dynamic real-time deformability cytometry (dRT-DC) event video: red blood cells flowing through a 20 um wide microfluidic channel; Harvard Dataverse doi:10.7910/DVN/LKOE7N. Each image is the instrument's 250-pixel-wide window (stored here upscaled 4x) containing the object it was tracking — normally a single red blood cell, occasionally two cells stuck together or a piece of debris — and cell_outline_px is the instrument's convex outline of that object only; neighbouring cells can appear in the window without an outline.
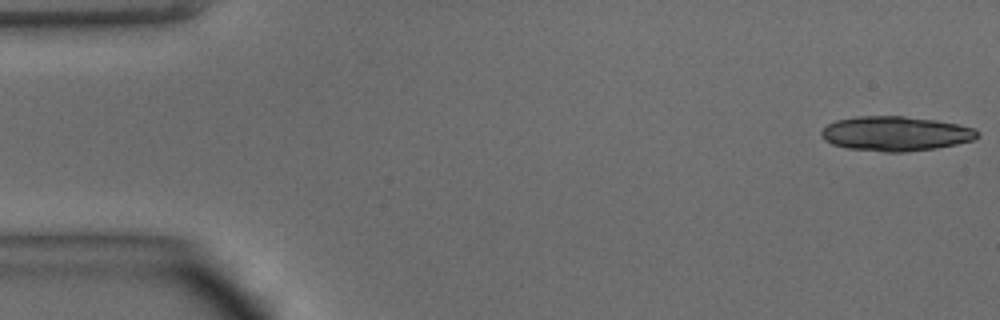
{"species": "common noctule bat (a hibernating species)", "species_latin": "Nyctalus noctula", "temperature_condition": "warm", "stored_images_in_passage": 26, "camera_frame_rate_fps": 3000, "um_per_image_px": 0.085, "animal": {"sex": "male", "body_mass_g": 15.6}, "frame": {"image": 1, "passage_image": 1, "time_ms": 0.0, "image_size_px": [1000, 320], "cell_outline_px": [[980, 136], [972, 140], [956, 144], [936, 148], [908, 152], [884, 152], [848, 148], [832, 144], [824, 140], [820, 136], [820, 132], [828, 124], [836, 120], [856, 116], [904, 116], [936, 120], [960, 124], [976, 128], [980, 132]], "centroid_in_image_um": [76.15, 11.35], "position_along_channel_um": 8.9, "area_um2": 31.79}}
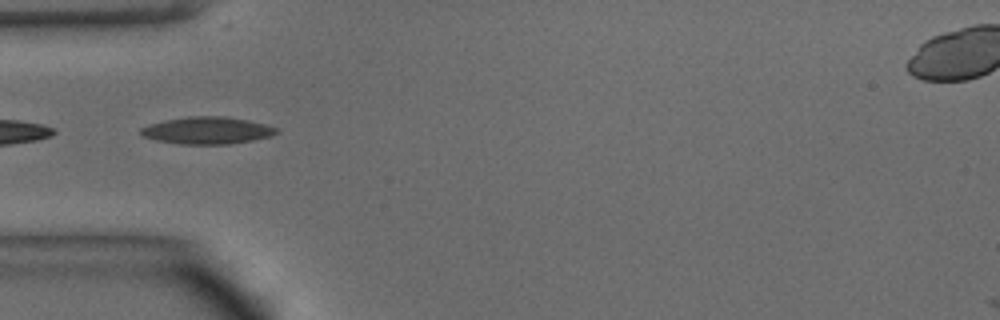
{"frame": {"image": 2, "passage_image": 15, "time_ms": 4.667, "image_size_px": [1000, 320], "cell_outline_px": [[280, 132], [272, 136], [252, 140], [228, 144], [180, 144], [156, 140], [144, 136], [140, 132], [140, 128], [148, 124], [164, 120], [188, 116], [224, 116], [248, 120], [280, 128]], "centroid_in_image_um": [17.63, 11.08], "position_along_channel_um": 67.4, "area_um2": 21.56}}